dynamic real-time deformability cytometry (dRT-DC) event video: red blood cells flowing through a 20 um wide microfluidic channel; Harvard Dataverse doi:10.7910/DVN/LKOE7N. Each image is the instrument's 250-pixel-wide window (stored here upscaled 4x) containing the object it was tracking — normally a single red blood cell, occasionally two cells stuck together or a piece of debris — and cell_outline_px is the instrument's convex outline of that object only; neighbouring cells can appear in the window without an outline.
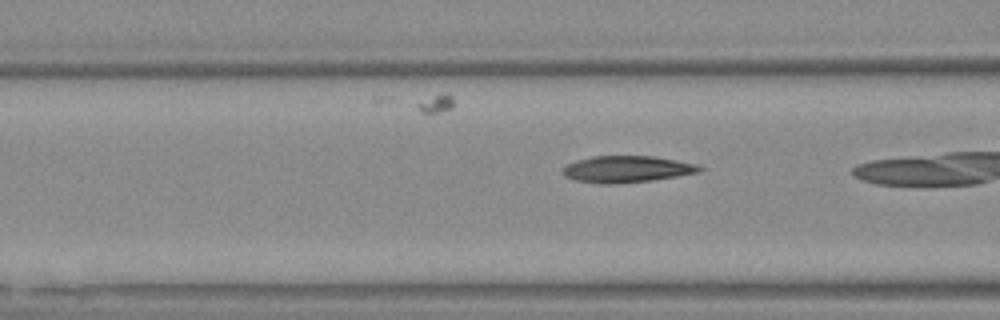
{"species": "Egyptian fruit bat (a non-hibernating species)", "species_latin": "Rousettus aegyptiacus", "temperature_condition": "warm", "stored_images_in_passage": 6, "camera_frame_rate_fps": 3000, "um_per_image_px": 0.085, "animal": {"sex": "female"}, "frame": {"image": 1, "passage_image": 3, "time_ms": 0.667, "image_size_px": [1000, 320], "cell_outline_px": [[704, 168], [700, 172], [652, 180], [616, 184], [600, 184], [576, 180], [564, 176], [560, 172], [568, 164], [576, 160], [592, 156], [652, 156], [700, 164]], "centroid_in_image_um": [53.29, 14.38], "position_along_channel_um": 113.3, "area_um2": 21.33}}